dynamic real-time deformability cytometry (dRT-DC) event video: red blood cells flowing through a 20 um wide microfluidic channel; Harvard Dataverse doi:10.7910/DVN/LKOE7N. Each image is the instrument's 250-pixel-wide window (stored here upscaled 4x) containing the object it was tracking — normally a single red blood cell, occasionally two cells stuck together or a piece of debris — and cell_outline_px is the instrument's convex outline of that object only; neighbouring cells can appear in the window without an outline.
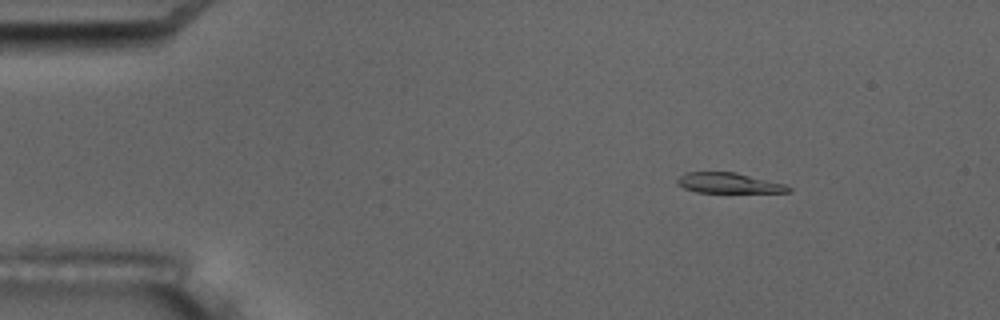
{"species": "common noctule bat (a hibernating species)", "species_latin": "Nyctalus noctula", "temperature_condition": "room temperature", "stored_images_in_passage": 5, "camera_frame_rate_fps": 3000, "um_per_image_px": 0.085, "animal": {"sex": "male", "body_mass_g": 17.5, "forearm_length_mm": 52.3}, "frame": {"image": 1, "passage_image": 1, "time_ms": 0.0, "image_size_px": [1000, 320], "cell_outline_px": [[792, 192], [696, 192], [684, 188], [676, 184], [676, 180], [684, 172], [736, 172], [784, 184], [792, 188]], "centroid_in_image_um": [61.9, 15.55], "position_along_channel_um": 23.1, "area_um2": 13.12}}